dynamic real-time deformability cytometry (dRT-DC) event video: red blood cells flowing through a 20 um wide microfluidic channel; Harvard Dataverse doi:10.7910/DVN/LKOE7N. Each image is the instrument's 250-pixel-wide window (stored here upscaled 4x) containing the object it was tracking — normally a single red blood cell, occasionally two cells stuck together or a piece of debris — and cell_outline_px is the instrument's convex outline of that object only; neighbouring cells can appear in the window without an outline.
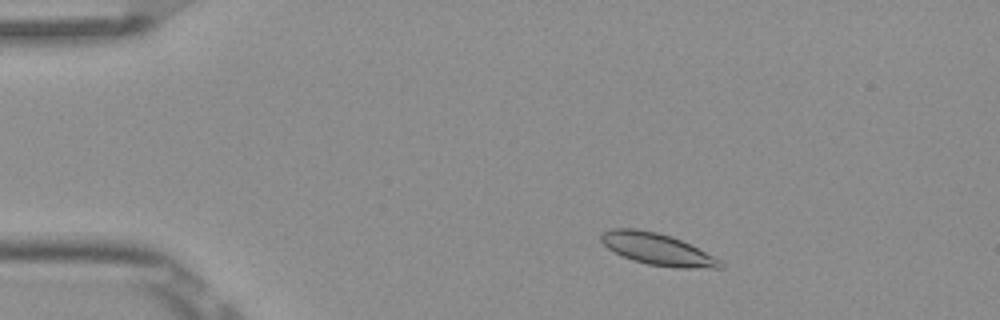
{"species": "Egyptian fruit bat (a non-hibernating species)", "species_latin": "Rousettus aegyptiacus", "temperature_condition": "room temperature", "stored_images_in_passage": 4, "camera_frame_rate_fps": 3000, "um_per_image_px": 0.085, "frame": {"image": 1, "passage_image": 2, "time_ms": 0.333, "image_size_px": [1000, 320], "cell_outline_px": [[724, 268], [676, 268], [648, 264], [632, 260], [608, 248], [600, 240], [600, 236], [604, 232], [612, 228], [636, 228], [656, 232], [672, 236], [720, 260], [724, 264]], "centroid_in_image_um": [55.86, 21.18], "position_along_channel_um": 29.1, "area_um2": 21.73}}
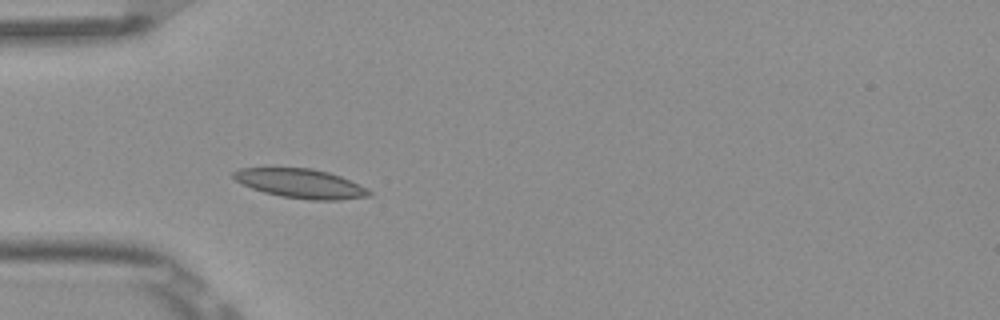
{"frame": {"image": 2, "passage_image": 4, "time_ms": 1.0, "image_size_px": [1000, 320], "cell_outline_px": [[372, 196], [340, 200], [312, 200], [280, 196], [264, 192], [252, 188], [236, 180], [232, 176], [232, 172], [240, 168], [312, 168], [328, 172], [340, 176], [372, 192]], "centroid_in_image_um": [25.54, 15.6], "position_along_channel_um": 59.5, "area_um2": 22.83}}